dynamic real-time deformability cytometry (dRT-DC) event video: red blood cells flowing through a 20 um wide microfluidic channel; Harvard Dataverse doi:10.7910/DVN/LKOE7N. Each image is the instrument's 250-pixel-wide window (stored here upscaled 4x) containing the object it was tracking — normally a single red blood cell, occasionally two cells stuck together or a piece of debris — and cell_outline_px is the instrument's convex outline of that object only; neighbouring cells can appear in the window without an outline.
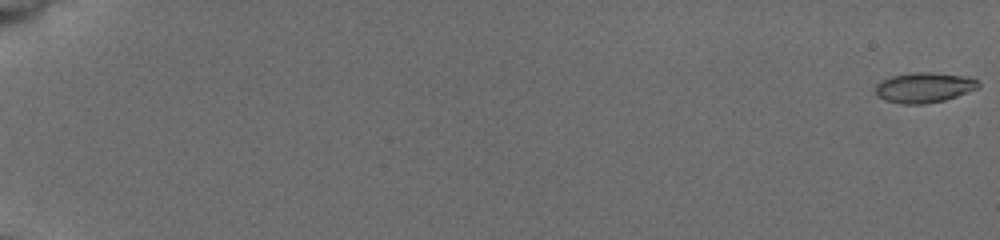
{"species": "common noctule bat (a hibernating species)", "species_latin": "Nyctalus noctula", "temperature_condition": "cold", "stored_images_in_passage": 57, "camera_frame_rate_fps": 3000, "um_per_image_px": 0.085, "animal": {"sex": "female", "body_mass_g": 19.5, "forearm_length_mm": 54.1}, "frame": {"image": 1, "passage_image": 1, "time_ms": 0.0, "image_size_px": [1000, 240], "cell_outline_px": [[980, 84], [976, 88], [956, 96], [944, 100], [924, 104], [900, 104], [884, 100], [876, 96], [876, 84], [880, 80], [892, 76], [912, 72], [928, 72], [964, 76], [980, 80]], "centroid_in_image_um": [78.5, 7.44], "position_along_channel_um": 6.5, "area_um2": 18.09}}
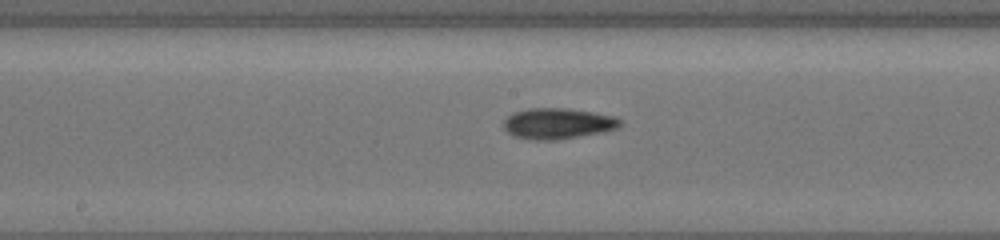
{"frame": {"image": 2, "passage_image": 33, "time_ms": 10.667, "image_size_px": [1000, 240], "cell_outline_px": [[620, 124], [616, 128], [600, 132], [556, 140], [536, 140], [516, 136], [508, 132], [504, 128], [504, 120], [512, 112], [528, 108], [568, 108], [592, 112], [612, 116], [620, 120]], "centroid_in_image_um": [47.36, 10.48], "position_along_channel_um": 200.8, "area_um2": 20.58}}
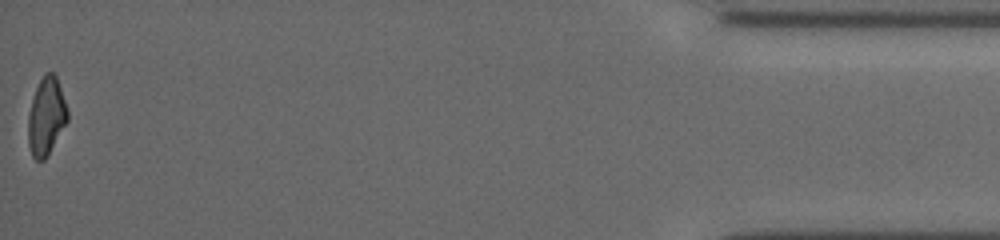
{"frame": {"image": 3, "passage_image": 57, "time_ms": 18.667, "image_size_px": [1000, 240], "cell_outline_px": [[68, 120], [44, 160], [36, 160], [32, 156], [28, 144], [28, 116], [32, 100], [36, 88], [44, 72], [52, 72], [56, 76], [68, 112]], "centroid_in_image_um": [3.92, 9.89], "position_along_channel_um": 431.3, "area_um2": 17.51}, "authors_computed_cell_mechanics": {"area_um2": 18.496, "velocity_mm_per_s": 3.8518, "shape_relaxation_time_tau1_ms": 3.1504, "shape_relaxation_time_tau2_ms": 4.9972, "deformation_change_tau1": 0.1381, "deformation_change_tau2": 0.1306}}